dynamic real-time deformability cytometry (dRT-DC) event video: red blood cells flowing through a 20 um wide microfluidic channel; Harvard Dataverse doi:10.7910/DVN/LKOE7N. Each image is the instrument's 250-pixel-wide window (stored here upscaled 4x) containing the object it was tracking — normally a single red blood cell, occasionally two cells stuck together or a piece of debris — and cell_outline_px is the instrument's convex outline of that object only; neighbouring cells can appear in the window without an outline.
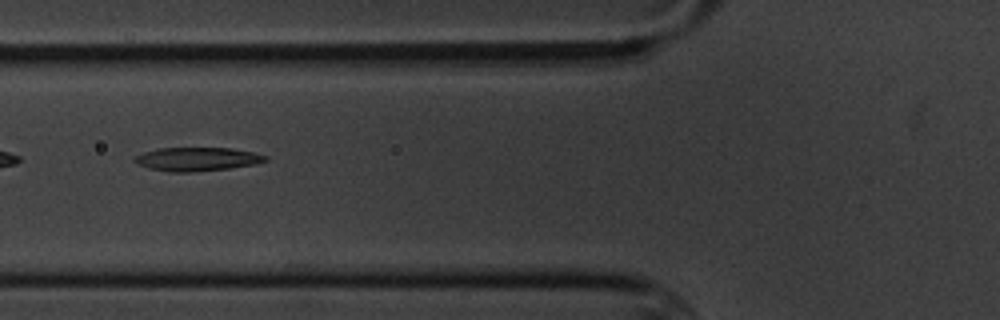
{"species": "common noctule bat (a hibernating species)", "species_latin": "Nyctalus noctula", "temperature_condition": "cold", "stored_images_in_passage": 12, "camera_frame_rate_fps": 3000, "um_per_image_px": 0.085, "animal": {"sex": "male", "body_mass_g": 20.1, "forearm_length_mm": 53.5}, "frame": {"image": 1, "passage_image": 3, "time_ms": 2.333, "image_size_px": [1000, 320], "cell_outline_px": [[268, 160], [256, 164], [228, 168], [188, 172], [168, 172], [148, 168], [136, 164], [132, 160], [136, 156], [144, 152], [160, 148], [232, 148], [252, 152], [268, 156]], "centroid_in_image_um": [16.73, 13.52], "position_along_channel_um": 109.1, "area_um2": 17.98}}
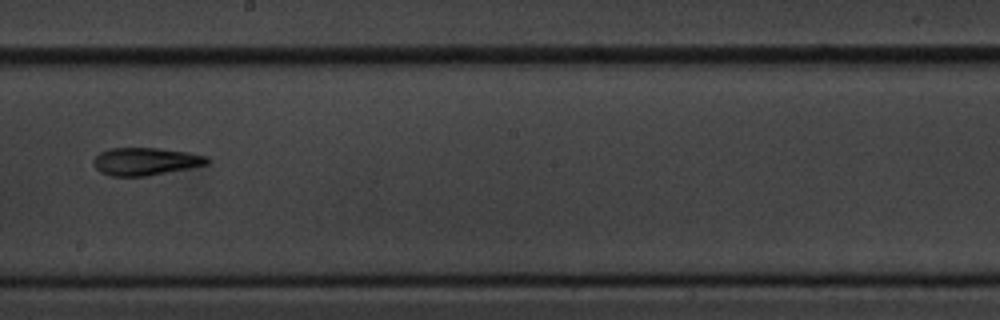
{"frame": {"image": 2, "passage_image": 6, "time_ms": 6.0, "image_size_px": [1000, 320], "cell_outline_px": [[208, 164], [148, 176], [112, 176], [100, 172], [96, 168], [92, 160], [100, 152], [108, 148], [156, 148], [188, 152], [204, 156], [208, 160]], "centroid_in_image_um": [12.31, 13.72], "position_along_channel_um": 235.9, "area_um2": 18.15}}
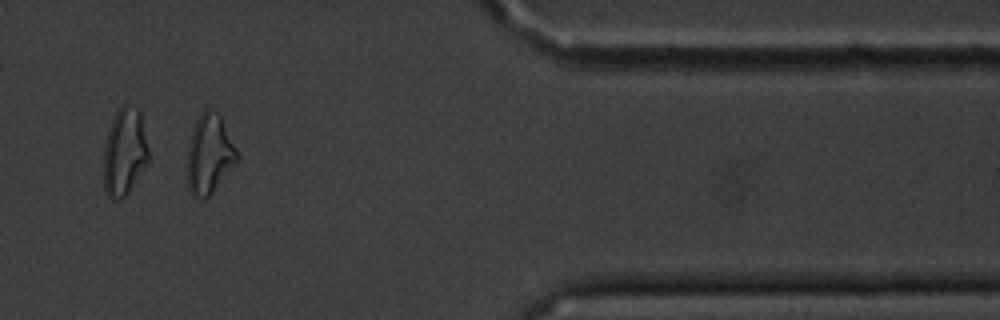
{"frame": {"image": 3, "passage_image": 10, "time_ms": 11.333, "image_size_px": [1000, 320], "cell_outline_px": [[240, 160], [212, 192], [204, 200], [192, 196], [188, 188], [188, 144], [196, 120], [204, 108], [212, 108], [220, 116], [240, 156]], "centroid_in_image_um": [17.81, 13.11], "position_along_channel_um": 393.6, "area_um2": 23.06}, "authors_computed_cell_mechanics": {"area_um2": 18.496, "velocity_mm_per_s": 3.4419, "shape_relaxation_time_tau1_ms": 5.6831, "shape_relaxation_time_tau2_ms": 7.6909, "deformation_change_tau1": 0.1588, "deformation_change_tau2": 0.1585}}